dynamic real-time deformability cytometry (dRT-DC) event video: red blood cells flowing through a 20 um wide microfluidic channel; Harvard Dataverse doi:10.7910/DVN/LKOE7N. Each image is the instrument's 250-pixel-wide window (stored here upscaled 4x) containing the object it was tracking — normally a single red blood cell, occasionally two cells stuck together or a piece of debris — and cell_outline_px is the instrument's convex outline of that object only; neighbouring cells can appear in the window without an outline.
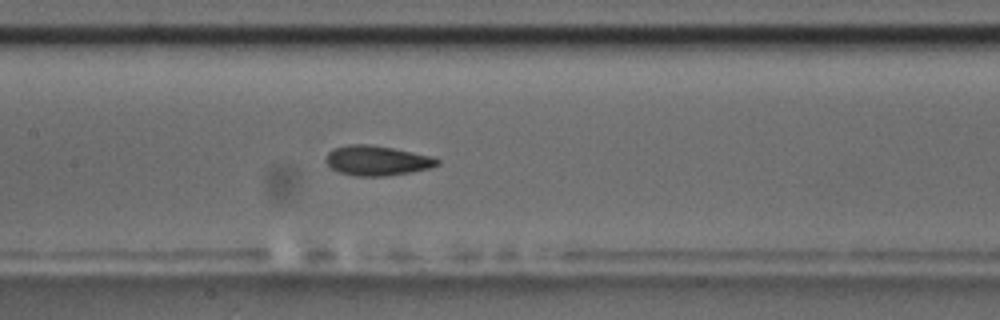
{"species": "common noctule bat (a hibernating species)", "species_latin": "Nyctalus noctula", "temperature_condition": "room temperature", "stored_images_in_passage": 45, "camera_frame_rate_fps": 3000, "um_per_image_px": 0.085, "animal": {"sex": "male", "body_mass_g": 17.5, "forearm_length_mm": 52.3}, "frame": {"image": 1, "passage_image": 26, "time_ms": 8.333, "image_size_px": [1000, 320], "cell_outline_px": [[440, 164], [428, 168], [408, 172], [384, 176], [356, 176], [340, 172], [332, 168], [324, 160], [328, 152], [332, 148], [348, 144], [368, 144], [392, 148], [432, 156], [440, 160]], "centroid_in_image_um": [32.01, 13.64], "position_along_channel_um": 175.4, "area_um2": 19.25}}